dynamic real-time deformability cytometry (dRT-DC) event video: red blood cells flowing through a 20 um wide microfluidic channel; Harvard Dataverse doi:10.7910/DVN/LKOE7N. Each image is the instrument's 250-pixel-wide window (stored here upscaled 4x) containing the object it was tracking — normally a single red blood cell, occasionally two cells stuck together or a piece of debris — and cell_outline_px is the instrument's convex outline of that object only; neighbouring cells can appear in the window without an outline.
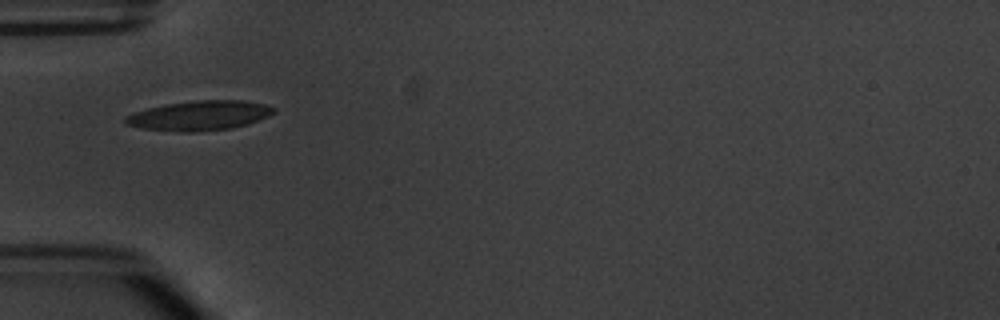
{"species": "common noctule bat (a hibernating species)", "species_latin": "Nyctalus noctula", "temperature_condition": "warm", "stored_images_in_passage": 2, "camera_frame_rate_fps": 3000, "um_per_image_px": 0.085, "animal": {"sex": "male", "body_mass_g": 20.1, "forearm_length_mm": 53.5}, "frame": {"image": 1, "passage_image": 1, "time_ms": 0.0, "image_size_px": [1000, 320], "cell_outline_px": [[276, 112], [268, 116], [248, 124], [232, 128], [192, 132], [180, 132], [140, 128], [124, 124], [124, 116], [148, 108], [164, 104], [196, 100], [244, 100], [264, 104], [276, 108]], "centroid_in_image_um": [16.95, 9.82], "position_along_channel_um": 68.1, "area_um2": 25.78}}